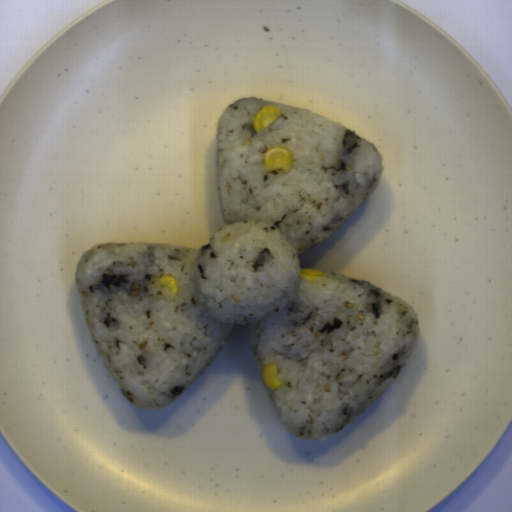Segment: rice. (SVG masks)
I'll list each match as a JSON object with an SVG mask.
<instances>
[{
    "label": "rice",
    "mask_w": 512,
    "mask_h": 512,
    "mask_svg": "<svg viewBox=\"0 0 512 512\" xmlns=\"http://www.w3.org/2000/svg\"><path fill=\"white\" fill-rule=\"evenodd\" d=\"M266 104L283 115L256 133ZM290 172H266L273 147ZM216 167L225 224L193 249L96 243L81 255L76 289L89 334L135 407L178 398L248 324L260 373L278 365L268 396L285 428L325 440L399 376L419 339L411 305L346 274L301 277L299 254L319 246L376 190L385 171L373 143L316 112L255 98L217 121ZM173 275L177 295L159 287Z\"/></svg>",
    "instance_id": "rice-1"
}]
</instances>
